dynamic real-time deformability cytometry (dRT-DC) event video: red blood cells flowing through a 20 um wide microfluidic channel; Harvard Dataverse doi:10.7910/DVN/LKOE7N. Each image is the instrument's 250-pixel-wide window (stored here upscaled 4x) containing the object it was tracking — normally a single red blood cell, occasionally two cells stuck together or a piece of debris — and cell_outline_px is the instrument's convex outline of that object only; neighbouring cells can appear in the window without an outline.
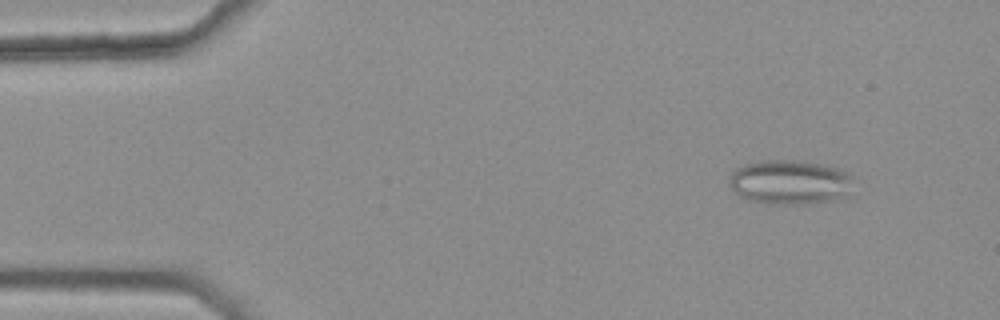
{"species": "common noctule bat (a hibernating species)", "species_latin": "Nyctalus noctula", "temperature_condition": "warm", "stored_images_in_passage": 2, "segment_of_instrument_passage": [2, 2], "camera_frame_rate_fps": 3000, "um_per_image_px": 0.085, "animal": {"sex": "female", "body_mass_g": 25.1}, "frame": {"image": 1, "passage_image": 2, "time_ms": 0.333, "image_size_px": [1000, 320], "cell_outline_px": [[852, 176], [848, 196], [836, 200], [808, 204], [768, 204], [748, 200], [740, 196], [728, 184], [728, 176], [736, 168], [744, 164], [760, 160], [796, 160], [824, 164], [840, 168], [848, 172]], "centroid_in_image_um": [67.13, 15.48], "position_along_channel_um": 17.9, "area_um2": 32.77}}